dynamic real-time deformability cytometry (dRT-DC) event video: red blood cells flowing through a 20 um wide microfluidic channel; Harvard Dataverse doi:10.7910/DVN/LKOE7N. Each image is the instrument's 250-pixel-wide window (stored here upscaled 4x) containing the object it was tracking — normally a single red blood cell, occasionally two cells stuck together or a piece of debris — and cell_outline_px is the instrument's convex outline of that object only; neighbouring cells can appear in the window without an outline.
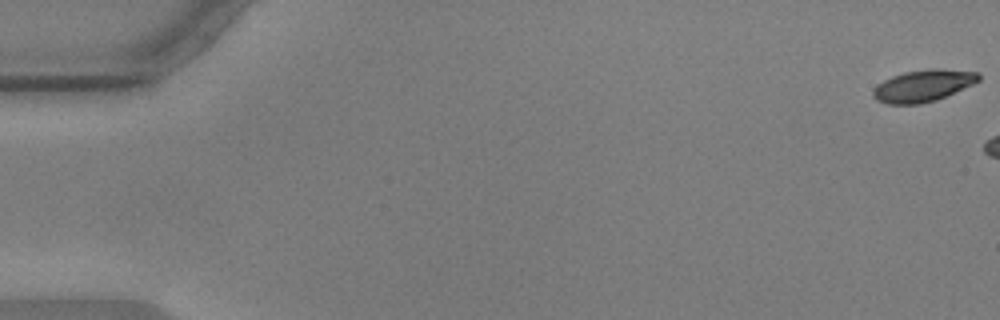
{"species": "common noctule bat (a hibernating species)", "species_latin": "Nyctalus noctula", "temperature_condition": "warm", "stored_images_in_passage": 6, "camera_frame_rate_fps": 3000, "um_per_image_px": 0.085, "animal": {"sex": "male", "body_mass_g": 17.9, "forearm_length_mm": 54.2}, "frame": {"image": 1, "passage_image": 1, "time_ms": 0.0, "image_size_px": [1000, 320], "cell_outline_px": [[980, 80], [972, 84], [936, 100], [920, 104], [888, 104], [876, 100], [872, 96], [872, 88], [884, 80], [892, 76], [904, 72], [932, 68], [936, 68], [980, 72]], "centroid_in_image_um": [78.44, 7.28], "position_along_channel_um": 6.6, "area_um2": 19.59}}